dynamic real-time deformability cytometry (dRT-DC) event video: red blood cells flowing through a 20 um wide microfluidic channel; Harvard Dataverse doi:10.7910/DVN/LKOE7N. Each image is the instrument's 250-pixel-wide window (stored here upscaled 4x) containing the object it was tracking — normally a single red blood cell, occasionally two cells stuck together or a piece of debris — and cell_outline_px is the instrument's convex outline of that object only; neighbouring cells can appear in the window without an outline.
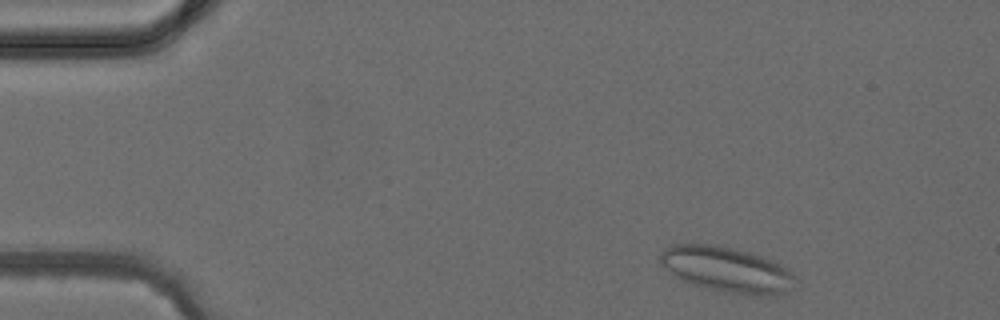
{"species": "common noctule bat (a hibernating species)", "species_latin": "Nyctalus noctula", "temperature_condition": "cold", "stored_images_in_passage": 5, "camera_frame_rate_fps": 3000, "um_per_image_px": 0.085, "animal": {"sex": "female", "body_mass_g": 24.6, "forearm_length_mm": 56.2}, "frame": {"image": 1, "passage_image": 5, "time_ms": 4.667, "image_size_px": [1000, 320], "cell_outline_px": [[792, 276], [784, 288], [776, 296], [752, 296], [728, 292], [708, 288], [692, 284], [676, 276], [660, 264], [660, 252], [664, 248], [672, 244], [708, 244], [736, 248], [772, 260], [780, 264], [792, 272]], "centroid_in_image_um": [61.67, 22.88], "position_along_channel_um": 23.3, "area_um2": 34.91}}